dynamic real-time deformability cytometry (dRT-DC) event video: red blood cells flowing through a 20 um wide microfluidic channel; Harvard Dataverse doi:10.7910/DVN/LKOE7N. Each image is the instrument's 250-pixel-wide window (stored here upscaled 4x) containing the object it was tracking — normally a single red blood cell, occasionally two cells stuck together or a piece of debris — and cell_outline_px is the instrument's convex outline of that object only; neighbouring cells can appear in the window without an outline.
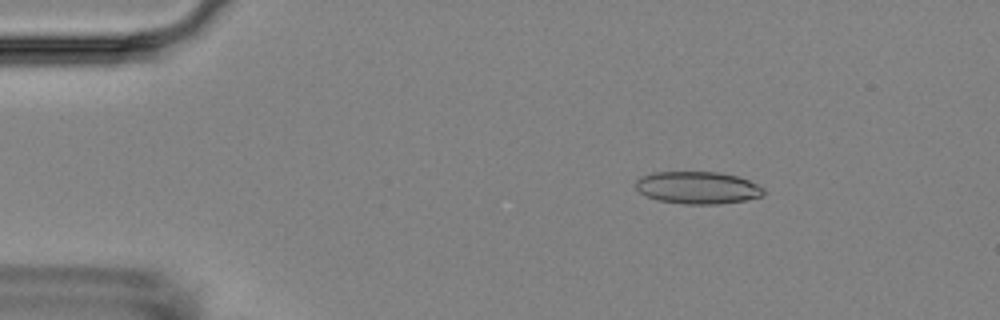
{"species": "Egyptian fruit bat (a non-hibernating species)", "species_latin": "Rousettus aegyptiacus", "temperature_condition": "room temperature", "stored_images_in_passage": 54, "camera_frame_rate_fps": 3000, "um_per_image_px": 0.085, "animal": {"sex": "female"}, "frame": {"image": 1, "passage_image": 7, "time_ms": 2.0, "image_size_px": [1000, 320], "cell_outline_px": [[764, 192], [760, 196], [744, 200], [720, 204], [684, 204], [656, 200], [640, 192], [636, 188], [636, 180], [640, 176], [652, 172], [720, 172], [736, 176], [748, 180], [764, 188]], "centroid_in_image_um": [59.27, 15.95], "position_along_channel_um": 25.7, "area_um2": 24.04}}
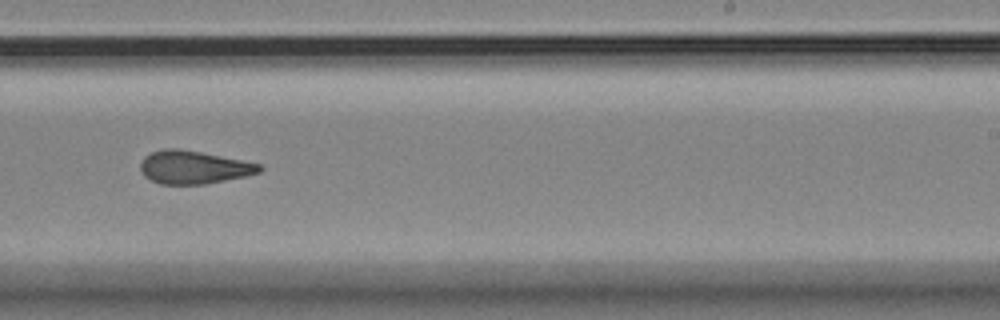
{"frame": {"image": 2, "passage_image": 33, "time_ms": 10.667, "image_size_px": [1000, 320], "cell_outline_px": [[264, 168], [260, 172], [244, 176], [204, 184], [160, 184], [144, 176], [140, 168], [140, 164], [144, 156], [152, 152], [164, 148], [180, 148], [260, 164]], "centroid_in_image_um": [16.43, 14.21], "position_along_channel_um": 272.6, "area_um2": 22.72}}
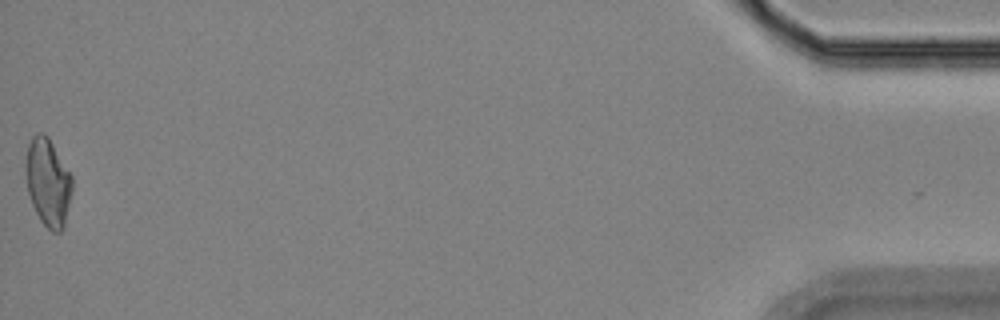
{"frame": {"image": 3, "passage_image": 54, "time_ms": 17.667, "image_size_px": [1000, 320], "cell_outline_px": [[72, 192], [64, 228], [60, 232], [52, 232], [40, 220], [32, 204], [28, 192], [24, 168], [24, 164], [28, 144], [32, 136], [36, 132], [44, 132], [48, 136], [72, 176]], "centroid_in_image_um": [4.06, 15.47], "position_along_channel_um": 431.1, "area_um2": 24.04}, "authors_computed_cell_mechanics": {"area_um2": 23.4668, "velocity_mm_per_s": 3.5871, "shape_relaxation_time_tau1_ms": 7.0185, "shape_relaxation_time_tau2_ms": 2.2277, "deformation_change_tau1": 0.1547, "deformation_change_tau2": 0.1008}}